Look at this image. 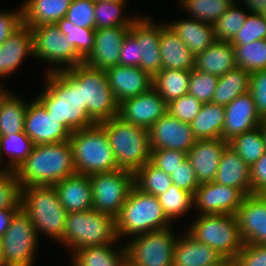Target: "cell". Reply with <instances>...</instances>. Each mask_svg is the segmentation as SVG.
Here are the masks:
<instances>
[{
	"mask_svg": "<svg viewBox=\"0 0 266 266\" xmlns=\"http://www.w3.org/2000/svg\"><path fill=\"white\" fill-rule=\"evenodd\" d=\"M44 90L35 97L70 133L96 123L82 108L80 81L69 71L46 73Z\"/></svg>",
	"mask_w": 266,
	"mask_h": 266,
	"instance_id": "1",
	"label": "cell"
},
{
	"mask_svg": "<svg viewBox=\"0 0 266 266\" xmlns=\"http://www.w3.org/2000/svg\"><path fill=\"white\" fill-rule=\"evenodd\" d=\"M15 173L21 187L54 185L75 174L70 142L34 145L30 155Z\"/></svg>",
	"mask_w": 266,
	"mask_h": 266,
	"instance_id": "2",
	"label": "cell"
},
{
	"mask_svg": "<svg viewBox=\"0 0 266 266\" xmlns=\"http://www.w3.org/2000/svg\"><path fill=\"white\" fill-rule=\"evenodd\" d=\"M21 209L32 221L38 238L42 234L57 244L62 241L67 211L59 202L54 185L22 187Z\"/></svg>",
	"mask_w": 266,
	"mask_h": 266,
	"instance_id": "3",
	"label": "cell"
},
{
	"mask_svg": "<svg viewBox=\"0 0 266 266\" xmlns=\"http://www.w3.org/2000/svg\"><path fill=\"white\" fill-rule=\"evenodd\" d=\"M173 225L166 217L158 198L142 192L135 185L125 204L115 218V230L119 241L129 236L161 230Z\"/></svg>",
	"mask_w": 266,
	"mask_h": 266,
	"instance_id": "4",
	"label": "cell"
},
{
	"mask_svg": "<svg viewBox=\"0 0 266 266\" xmlns=\"http://www.w3.org/2000/svg\"><path fill=\"white\" fill-rule=\"evenodd\" d=\"M105 130L119 169L136 172L150 161L149 130L115 116L100 122Z\"/></svg>",
	"mask_w": 266,
	"mask_h": 266,
	"instance_id": "5",
	"label": "cell"
},
{
	"mask_svg": "<svg viewBox=\"0 0 266 266\" xmlns=\"http://www.w3.org/2000/svg\"><path fill=\"white\" fill-rule=\"evenodd\" d=\"M69 142L76 173L91 176L119 169L107 134L99 124L75 130Z\"/></svg>",
	"mask_w": 266,
	"mask_h": 266,
	"instance_id": "6",
	"label": "cell"
},
{
	"mask_svg": "<svg viewBox=\"0 0 266 266\" xmlns=\"http://www.w3.org/2000/svg\"><path fill=\"white\" fill-rule=\"evenodd\" d=\"M119 242L115 219L93 209L67 213L65 232L60 242L72 254L75 250Z\"/></svg>",
	"mask_w": 266,
	"mask_h": 266,
	"instance_id": "7",
	"label": "cell"
},
{
	"mask_svg": "<svg viewBox=\"0 0 266 266\" xmlns=\"http://www.w3.org/2000/svg\"><path fill=\"white\" fill-rule=\"evenodd\" d=\"M68 70L80 81L82 108L96 124L119 116V104L104 70L92 68L85 63Z\"/></svg>",
	"mask_w": 266,
	"mask_h": 266,
	"instance_id": "8",
	"label": "cell"
},
{
	"mask_svg": "<svg viewBox=\"0 0 266 266\" xmlns=\"http://www.w3.org/2000/svg\"><path fill=\"white\" fill-rule=\"evenodd\" d=\"M187 228L186 232L196 241L210 246L230 261L244 245L235 215H198Z\"/></svg>",
	"mask_w": 266,
	"mask_h": 266,
	"instance_id": "9",
	"label": "cell"
},
{
	"mask_svg": "<svg viewBox=\"0 0 266 266\" xmlns=\"http://www.w3.org/2000/svg\"><path fill=\"white\" fill-rule=\"evenodd\" d=\"M31 30L34 58L50 65L45 73L68 70L84 63V60L78 55L73 45L67 41L66 35L61 33L56 24H42L32 27Z\"/></svg>",
	"mask_w": 266,
	"mask_h": 266,
	"instance_id": "10",
	"label": "cell"
},
{
	"mask_svg": "<svg viewBox=\"0 0 266 266\" xmlns=\"http://www.w3.org/2000/svg\"><path fill=\"white\" fill-rule=\"evenodd\" d=\"M171 227L128 239L125 242L126 261L131 266H173V252L178 236Z\"/></svg>",
	"mask_w": 266,
	"mask_h": 266,
	"instance_id": "11",
	"label": "cell"
},
{
	"mask_svg": "<svg viewBox=\"0 0 266 266\" xmlns=\"http://www.w3.org/2000/svg\"><path fill=\"white\" fill-rule=\"evenodd\" d=\"M39 238L30 218L20 209L0 238L5 266H34Z\"/></svg>",
	"mask_w": 266,
	"mask_h": 266,
	"instance_id": "12",
	"label": "cell"
},
{
	"mask_svg": "<svg viewBox=\"0 0 266 266\" xmlns=\"http://www.w3.org/2000/svg\"><path fill=\"white\" fill-rule=\"evenodd\" d=\"M92 186V209L108 214L114 219L125 204L134 186V172L118 169L90 176Z\"/></svg>",
	"mask_w": 266,
	"mask_h": 266,
	"instance_id": "13",
	"label": "cell"
},
{
	"mask_svg": "<svg viewBox=\"0 0 266 266\" xmlns=\"http://www.w3.org/2000/svg\"><path fill=\"white\" fill-rule=\"evenodd\" d=\"M245 195L237 188L213 182L201 183L193 194L199 215H235Z\"/></svg>",
	"mask_w": 266,
	"mask_h": 266,
	"instance_id": "14",
	"label": "cell"
},
{
	"mask_svg": "<svg viewBox=\"0 0 266 266\" xmlns=\"http://www.w3.org/2000/svg\"><path fill=\"white\" fill-rule=\"evenodd\" d=\"M24 132L34 145L69 141L71 136V133L52 115H49L36 98L29 101L25 114Z\"/></svg>",
	"mask_w": 266,
	"mask_h": 266,
	"instance_id": "15",
	"label": "cell"
},
{
	"mask_svg": "<svg viewBox=\"0 0 266 266\" xmlns=\"http://www.w3.org/2000/svg\"><path fill=\"white\" fill-rule=\"evenodd\" d=\"M152 149H170L188 153L195 144L190 124L165 113L149 129Z\"/></svg>",
	"mask_w": 266,
	"mask_h": 266,
	"instance_id": "16",
	"label": "cell"
},
{
	"mask_svg": "<svg viewBox=\"0 0 266 266\" xmlns=\"http://www.w3.org/2000/svg\"><path fill=\"white\" fill-rule=\"evenodd\" d=\"M168 104L151 87L136 97L119 104V117L124 121L149 130L151 126L168 112Z\"/></svg>",
	"mask_w": 266,
	"mask_h": 266,
	"instance_id": "17",
	"label": "cell"
},
{
	"mask_svg": "<svg viewBox=\"0 0 266 266\" xmlns=\"http://www.w3.org/2000/svg\"><path fill=\"white\" fill-rule=\"evenodd\" d=\"M141 16L130 27V33L137 39L139 67L154 77L161 71L160 22L155 23L151 16Z\"/></svg>",
	"mask_w": 266,
	"mask_h": 266,
	"instance_id": "18",
	"label": "cell"
},
{
	"mask_svg": "<svg viewBox=\"0 0 266 266\" xmlns=\"http://www.w3.org/2000/svg\"><path fill=\"white\" fill-rule=\"evenodd\" d=\"M235 216L244 244H266V199L262 194L246 195Z\"/></svg>",
	"mask_w": 266,
	"mask_h": 266,
	"instance_id": "19",
	"label": "cell"
},
{
	"mask_svg": "<svg viewBox=\"0 0 266 266\" xmlns=\"http://www.w3.org/2000/svg\"><path fill=\"white\" fill-rule=\"evenodd\" d=\"M263 119L257 113L253 96L248 91L225 106V118L221 138L229 142L236 136L261 125Z\"/></svg>",
	"mask_w": 266,
	"mask_h": 266,
	"instance_id": "20",
	"label": "cell"
},
{
	"mask_svg": "<svg viewBox=\"0 0 266 266\" xmlns=\"http://www.w3.org/2000/svg\"><path fill=\"white\" fill-rule=\"evenodd\" d=\"M130 27L95 29L94 48L84 60L88 66L106 71L119 64L120 50Z\"/></svg>",
	"mask_w": 266,
	"mask_h": 266,
	"instance_id": "21",
	"label": "cell"
},
{
	"mask_svg": "<svg viewBox=\"0 0 266 266\" xmlns=\"http://www.w3.org/2000/svg\"><path fill=\"white\" fill-rule=\"evenodd\" d=\"M108 84L118 104L147 92L153 77L140 67L117 65L105 71Z\"/></svg>",
	"mask_w": 266,
	"mask_h": 266,
	"instance_id": "22",
	"label": "cell"
},
{
	"mask_svg": "<svg viewBox=\"0 0 266 266\" xmlns=\"http://www.w3.org/2000/svg\"><path fill=\"white\" fill-rule=\"evenodd\" d=\"M227 145L228 142L222 138L195 141L187 153V159L199 184L214 181L222 152Z\"/></svg>",
	"mask_w": 266,
	"mask_h": 266,
	"instance_id": "23",
	"label": "cell"
},
{
	"mask_svg": "<svg viewBox=\"0 0 266 266\" xmlns=\"http://www.w3.org/2000/svg\"><path fill=\"white\" fill-rule=\"evenodd\" d=\"M29 56L34 58L32 30L23 23L0 45V78L15 73Z\"/></svg>",
	"mask_w": 266,
	"mask_h": 266,
	"instance_id": "24",
	"label": "cell"
},
{
	"mask_svg": "<svg viewBox=\"0 0 266 266\" xmlns=\"http://www.w3.org/2000/svg\"><path fill=\"white\" fill-rule=\"evenodd\" d=\"M184 233L176 239L173 266H214L225 260L210 246L196 241L186 231Z\"/></svg>",
	"mask_w": 266,
	"mask_h": 266,
	"instance_id": "25",
	"label": "cell"
},
{
	"mask_svg": "<svg viewBox=\"0 0 266 266\" xmlns=\"http://www.w3.org/2000/svg\"><path fill=\"white\" fill-rule=\"evenodd\" d=\"M59 202L67 213L92 209L90 176L75 173L54 184Z\"/></svg>",
	"mask_w": 266,
	"mask_h": 266,
	"instance_id": "26",
	"label": "cell"
},
{
	"mask_svg": "<svg viewBox=\"0 0 266 266\" xmlns=\"http://www.w3.org/2000/svg\"><path fill=\"white\" fill-rule=\"evenodd\" d=\"M160 53L161 70L191 71L194 69L195 56L166 21L160 23Z\"/></svg>",
	"mask_w": 266,
	"mask_h": 266,
	"instance_id": "27",
	"label": "cell"
},
{
	"mask_svg": "<svg viewBox=\"0 0 266 266\" xmlns=\"http://www.w3.org/2000/svg\"><path fill=\"white\" fill-rule=\"evenodd\" d=\"M250 166L229 145L222 152L215 183L239 189L245 196L251 195Z\"/></svg>",
	"mask_w": 266,
	"mask_h": 266,
	"instance_id": "28",
	"label": "cell"
},
{
	"mask_svg": "<svg viewBox=\"0 0 266 266\" xmlns=\"http://www.w3.org/2000/svg\"><path fill=\"white\" fill-rule=\"evenodd\" d=\"M184 44L196 56L215 42L213 24L193 18H181L166 22Z\"/></svg>",
	"mask_w": 266,
	"mask_h": 266,
	"instance_id": "29",
	"label": "cell"
},
{
	"mask_svg": "<svg viewBox=\"0 0 266 266\" xmlns=\"http://www.w3.org/2000/svg\"><path fill=\"white\" fill-rule=\"evenodd\" d=\"M236 67L234 46L230 42L215 41L194 60V69L219 77Z\"/></svg>",
	"mask_w": 266,
	"mask_h": 266,
	"instance_id": "30",
	"label": "cell"
},
{
	"mask_svg": "<svg viewBox=\"0 0 266 266\" xmlns=\"http://www.w3.org/2000/svg\"><path fill=\"white\" fill-rule=\"evenodd\" d=\"M72 0H25L22 3L23 23L28 27L56 24L66 16Z\"/></svg>",
	"mask_w": 266,
	"mask_h": 266,
	"instance_id": "31",
	"label": "cell"
},
{
	"mask_svg": "<svg viewBox=\"0 0 266 266\" xmlns=\"http://www.w3.org/2000/svg\"><path fill=\"white\" fill-rule=\"evenodd\" d=\"M117 244L119 245L117 248ZM118 242L75 250L70 257L78 266H124L126 246ZM116 246V248L114 247ZM121 247V248H120Z\"/></svg>",
	"mask_w": 266,
	"mask_h": 266,
	"instance_id": "32",
	"label": "cell"
},
{
	"mask_svg": "<svg viewBox=\"0 0 266 266\" xmlns=\"http://www.w3.org/2000/svg\"><path fill=\"white\" fill-rule=\"evenodd\" d=\"M225 118V106L204 103L199 114L190 123L196 140L221 138Z\"/></svg>",
	"mask_w": 266,
	"mask_h": 266,
	"instance_id": "33",
	"label": "cell"
},
{
	"mask_svg": "<svg viewBox=\"0 0 266 266\" xmlns=\"http://www.w3.org/2000/svg\"><path fill=\"white\" fill-rule=\"evenodd\" d=\"M28 100H23L19 95L9 92L0 99V135H10L24 132L25 114L28 108Z\"/></svg>",
	"mask_w": 266,
	"mask_h": 266,
	"instance_id": "34",
	"label": "cell"
},
{
	"mask_svg": "<svg viewBox=\"0 0 266 266\" xmlns=\"http://www.w3.org/2000/svg\"><path fill=\"white\" fill-rule=\"evenodd\" d=\"M250 73L236 67L219 77L212 103L226 106L238 96L249 91Z\"/></svg>",
	"mask_w": 266,
	"mask_h": 266,
	"instance_id": "35",
	"label": "cell"
},
{
	"mask_svg": "<svg viewBox=\"0 0 266 266\" xmlns=\"http://www.w3.org/2000/svg\"><path fill=\"white\" fill-rule=\"evenodd\" d=\"M191 71L163 69L153 77L152 87L170 103L188 93Z\"/></svg>",
	"mask_w": 266,
	"mask_h": 266,
	"instance_id": "36",
	"label": "cell"
},
{
	"mask_svg": "<svg viewBox=\"0 0 266 266\" xmlns=\"http://www.w3.org/2000/svg\"><path fill=\"white\" fill-rule=\"evenodd\" d=\"M127 2L129 1L106 2L95 0V29L118 26L131 27L140 15L135 14L131 17L125 14V7L129 6Z\"/></svg>",
	"mask_w": 266,
	"mask_h": 266,
	"instance_id": "37",
	"label": "cell"
},
{
	"mask_svg": "<svg viewBox=\"0 0 266 266\" xmlns=\"http://www.w3.org/2000/svg\"><path fill=\"white\" fill-rule=\"evenodd\" d=\"M33 147L32 140L25 132L1 136V159L4 156L3 154H7L6 157L9 158V162L5 163L6 169L16 171L30 155Z\"/></svg>",
	"mask_w": 266,
	"mask_h": 266,
	"instance_id": "38",
	"label": "cell"
},
{
	"mask_svg": "<svg viewBox=\"0 0 266 266\" xmlns=\"http://www.w3.org/2000/svg\"><path fill=\"white\" fill-rule=\"evenodd\" d=\"M134 185L142 192L157 197L173 184L169 174L148 161L134 173Z\"/></svg>",
	"mask_w": 266,
	"mask_h": 266,
	"instance_id": "39",
	"label": "cell"
},
{
	"mask_svg": "<svg viewBox=\"0 0 266 266\" xmlns=\"http://www.w3.org/2000/svg\"><path fill=\"white\" fill-rule=\"evenodd\" d=\"M228 145L233 148L250 167L266 152L260 126L236 136L228 142Z\"/></svg>",
	"mask_w": 266,
	"mask_h": 266,
	"instance_id": "40",
	"label": "cell"
},
{
	"mask_svg": "<svg viewBox=\"0 0 266 266\" xmlns=\"http://www.w3.org/2000/svg\"><path fill=\"white\" fill-rule=\"evenodd\" d=\"M233 46L237 67L247 70L250 74L266 70V39Z\"/></svg>",
	"mask_w": 266,
	"mask_h": 266,
	"instance_id": "41",
	"label": "cell"
},
{
	"mask_svg": "<svg viewBox=\"0 0 266 266\" xmlns=\"http://www.w3.org/2000/svg\"><path fill=\"white\" fill-rule=\"evenodd\" d=\"M157 198L167 219L171 223L178 220L181 215L191 212L190 210L193 207V194L175 185H172L165 193L157 196Z\"/></svg>",
	"mask_w": 266,
	"mask_h": 266,
	"instance_id": "42",
	"label": "cell"
},
{
	"mask_svg": "<svg viewBox=\"0 0 266 266\" xmlns=\"http://www.w3.org/2000/svg\"><path fill=\"white\" fill-rule=\"evenodd\" d=\"M231 4L228 10L213 24L215 41L231 42L246 21L248 10Z\"/></svg>",
	"mask_w": 266,
	"mask_h": 266,
	"instance_id": "43",
	"label": "cell"
},
{
	"mask_svg": "<svg viewBox=\"0 0 266 266\" xmlns=\"http://www.w3.org/2000/svg\"><path fill=\"white\" fill-rule=\"evenodd\" d=\"M178 4L187 12L189 18H193L202 22L214 24L220 16H222L231 5L230 3L221 2L219 0H178Z\"/></svg>",
	"mask_w": 266,
	"mask_h": 266,
	"instance_id": "44",
	"label": "cell"
},
{
	"mask_svg": "<svg viewBox=\"0 0 266 266\" xmlns=\"http://www.w3.org/2000/svg\"><path fill=\"white\" fill-rule=\"evenodd\" d=\"M67 41L73 45L78 55L85 60L94 48L95 28L77 27L63 17L56 23Z\"/></svg>",
	"mask_w": 266,
	"mask_h": 266,
	"instance_id": "45",
	"label": "cell"
},
{
	"mask_svg": "<svg viewBox=\"0 0 266 266\" xmlns=\"http://www.w3.org/2000/svg\"><path fill=\"white\" fill-rule=\"evenodd\" d=\"M218 80L219 76L193 69L189 79L188 93L203 103L211 102Z\"/></svg>",
	"mask_w": 266,
	"mask_h": 266,
	"instance_id": "46",
	"label": "cell"
},
{
	"mask_svg": "<svg viewBox=\"0 0 266 266\" xmlns=\"http://www.w3.org/2000/svg\"><path fill=\"white\" fill-rule=\"evenodd\" d=\"M21 190L15 171L0 174V210L21 209Z\"/></svg>",
	"mask_w": 266,
	"mask_h": 266,
	"instance_id": "47",
	"label": "cell"
},
{
	"mask_svg": "<svg viewBox=\"0 0 266 266\" xmlns=\"http://www.w3.org/2000/svg\"><path fill=\"white\" fill-rule=\"evenodd\" d=\"M259 39H266V19L260 13H249L243 27L230 43L247 45L249 42Z\"/></svg>",
	"mask_w": 266,
	"mask_h": 266,
	"instance_id": "48",
	"label": "cell"
},
{
	"mask_svg": "<svg viewBox=\"0 0 266 266\" xmlns=\"http://www.w3.org/2000/svg\"><path fill=\"white\" fill-rule=\"evenodd\" d=\"M65 18L77 27L95 28V0H72Z\"/></svg>",
	"mask_w": 266,
	"mask_h": 266,
	"instance_id": "49",
	"label": "cell"
},
{
	"mask_svg": "<svg viewBox=\"0 0 266 266\" xmlns=\"http://www.w3.org/2000/svg\"><path fill=\"white\" fill-rule=\"evenodd\" d=\"M203 102L187 93L168 103V112L180 121L190 124L199 114Z\"/></svg>",
	"mask_w": 266,
	"mask_h": 266,
	"instance_id": "50",
	"label": "cell"
},
{
	"mask_svg": "<svg viewBox=\"0 0 266 266\" xmlns=\"http://www.w3.org/2000/svg\"><path fill=\"white\" fill-rule=\"evenodd\" d=\"M231 266H266V244H244Z\"/></svg>",
	"mask_w": 266,
	"mask_h": 266,
	"instance_id": "51",
	"label": "cell"
},
{
	"mask_svg": "<svg viewBox=\"0 0 266 266\" xmlns=\"http://www.w3.org/2000/svg\"><path fill=\"white\" fill-rule=\"evenodd\" d=\"M187 158V153L170 149H152L150 162L171 175Z\"/></svg>",
	"mask_w": 266,
	"mask_h": 266,
	"instance_id": "52",
	"label": "cell"
},
{
	"mask_svg": "<svg viewBox=\"0 0 266 266\" xmlns=\"http://www.w3.org/2000/svg\"><path fill=\"white\" fill-rule=\"evenodd\" d=\"M249 92L259 116L266 119V70L250 74Z\"/></svg>",
	"mask_w": 266,
	"mask_h": 266,
	"instance_id": "53",
	"label": "cell"
},
{
	"mask_svg": "<svg viewBox=\"0 0 266 266\" xmlns=\"http://www.w3.org/2000/svg\"><path fill=\"white\" fill-rule=\"evenodd\" d=\"M172 184L188 191L191 194L199 187L195 172L189 160L186 158L170 175Z\"/></svg>",
	"mask_w": 266,
	"mask_h": 266,
	"instance_id": "54",
	"label": "cell"
},
{
	"mask_svg": "<svg viewBox=\"0 0 266 266\" xmlns=\"http://www.w3.org/2000/svg\"><path fill=\"white\" fill-rule=\"evenodd\" d=\"M22 24V5L16 10H0V45Z\"/></svg>",
	"mask_w": 266,
	"mask_h": 266,
	"instance_id": "55",
	"label": "cell"
},
{
	"mask_svg": "<svg viewBox=\"0 0 266 266\" xmlns=\"http://www.w3.org/2000/svg\"><path fill=\"white\" fill-rule=\"evenodd\" d=\"M119 65L128 67H139V51L137 39L129 32L120 50Z\"/></svg>",
	"mask_w": 266,
	"mask_h": 266,
	"instance_id": "56",
	"label": "cell"
},
{
	"mask_svg": "<svg viewBox=\"0 0 266 266\" xmlns=\"http://www.w3.org/2000/svg\"><path fill=\"white\" fill-rule=\"evenodd\" d=\"M251 194H262L266 191V152L250 167Z\"/></svg>",
	"mask_w": 266,
	"mask_h": 266,
	"instance_id": "57",
	"label": "cell"
},
{
	"mask_svg": "<svg viewBox=\"0 0 266 266\" xmlns=\"http://www.w3.org/2000/svg\"><path fill=\"white\" fill-rule=\"evenodd\" d=\"M20 209H1L0 210V238L4 235L14 215Z\"/></svg>",
	"mask_w": 266,
	"mask_h": 266,
	"instance_id": "58",
	"label": "cell"
},
{
	"mask_svg": "<svg viewBox=\"0 0 266 266\" xmlns=\"http://www.w3.org/2000/svg\"><path fill=\"white\" fill-rule=\"evenodd\" d=\"M244 3V8L250 13H261L266 7V0H240Z\"/></svg>",
	"mask_w": 266,
	"mask_h": 266,
	"instance_id": "59",
	"label": "cell"
},
{
	"mask_svg": "<svg viewBox=\"0 0 266 266\" xmlns=\"http://www.w3.org/2000/svg\"><path fill=\"white\" fill-rule=\"evenodd\" d=\"M261 129H262V134H263V140H264V144L266 147V119L263 120V122L260 125Z\"/></svg>",
	"mask_w": 266,
	"mask_h": 266,
	"instance_id": "60",
	"label": "cell"
},
{
	"mask_svg": "<svg viewBox=\"0 0 266 266\" xmlns=\"http://www.w3.org/2000/svg\"><path fill=\"white\" fill-rule=\"evenodd\" d=\"M0 148H1V135H0ZM1 159V154H0V174L7 172L8 170L6 169V164L4 163ZM3 166V167H2Z\"/></svg>",
	"mask_w": 266,
	"mask_h": 266,
	"instance_id": "61",
	"label": "cell"
},
{
	"mask_svg": "<svg viewBox=\"0 0 266 266\" xmlns=\"http://www.w3.org/2000/svg\"><path fill=\"white\" fill-rule=\"evenodd\" d=\"M7 91H8L7 88L3 87V84L2 85L0 84V99Z\"/></svg>",
	"mask_w": 266,
	"mask_h": 266,
	"instance_id": "62",
	"label": "cell"
},
{
	"mask_svg": "<svg viewBox=\"0 0 266 266\" xmlns=\"http://www.w3.org/2000/svg\"><path fill=\"white\" fill-rule=\"evenodd\" d=\"M214 266H231V261L225 259L221 264H219V265H214Z\"/></svg>",
	"mask_w": 266,
	"mask_h": 266,
	"instance_id": "63",
	"label": "cell"
},
{
	"mask_svg": "<svg viewBox=\"0 0 266 266\" xmlns=\"http://www.w3.org/2000/svg\"><path fill=\"white\" fill-rule=\"evenodd\" d=\"M221 2H226V3H230V4H237V0H219Z\"/></svg>",
	"mask_w": 266,
	"mask_h": 266,
	"instance_id": "64",
	"label": "cell"
},
{
	"mask_svg": "<svg viewBox=\"0 0 266 266\" xmlns=\"http://www.w3.org/2000/svg\"><path fill=\"white\" fill-rule=\"evenodd\" d=\"M0 266H5L3 259H2V249H1V245H0Z\"/></svg>",
	"mask_w": 266,
	"mask_h": 266,
	"instance_id": "65",
	"label": "cell"
},
{
	"mask_svg": "<svg viewBox=\"0 0 266 266\" xmlns=\"http://www.w3.org/2000/svg\"><path fill=\"white\" fill-rule=\"evenodd\" d=\"M96 1L113 2V1H129V0H96Z\"/></svg>",
	"mask_w": 266,
	"mask_h": 266,
	"instance_id": "66",
	"label": "cell"
},
{
	"mask_svg": "<svg viewBox=\"0 0 266 266\" xmlns=\"http://www.w3.org/2000/svg\"><path fill=\"white\" fill-rule=\"evenodd\" d=\"M260 14L266 19V7L264 8V10Z\"/></svg>",
	"mask_w": 266,
	"mask_h": 266,
	"instance_id": "67",
	"label": "cell"
},
{
	"mask_svg": "<svg viewBox=\"0 0 266 266\" xmlns=\"http://www.w3.org/2000/svg\"><path fill=\"white\" fill-rule=\"evenodd\" d=\"M263 197L266 199V191L262 193Z\"/></svg>",
	"mask_w": 266,
	"mask_h": 266,
	"instance_id": "68",
	"label": "cell"
},
{
	"mask_svg": "<svg viewBox=\"0 0 266 266\" xmlns=\"http://www.w3.org/2000/svg\"><path fill=\"white\" fill-rule=\"evenodd\" d=\"M71 264H72V266H78L77 264H75L72 260H71Z\"/></svg>",
	"mask_w": 266,
	"mask_h": 266,
	"instance_id": "69",
	"label": "cell"
},
{
	"mask_svg": "<svg viewBox=\"0 0 266 266\" xmlns=\"http://www.w3.org/2000/svg\"><path fill=\"white\" fill-rule=\"evenodd\" d=\"M124 266H131V265L126 261V263L124 264Z\"/></svg>",
	"mask_w": 266,
	"mask_h": 266,
	"instance_id": "70",
	"label": "cell"
}]
</instances>
